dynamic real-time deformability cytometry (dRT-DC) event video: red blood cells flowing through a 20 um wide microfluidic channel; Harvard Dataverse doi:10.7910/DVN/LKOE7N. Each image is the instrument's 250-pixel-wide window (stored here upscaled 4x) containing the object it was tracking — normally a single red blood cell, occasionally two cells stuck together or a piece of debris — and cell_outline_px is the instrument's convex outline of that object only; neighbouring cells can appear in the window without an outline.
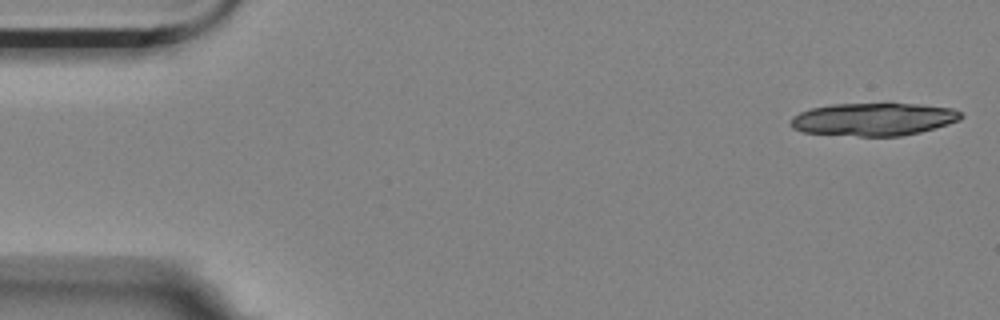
{"species": "Egyptian fruit bat (a non-hibernating species)", "species_latin": "Rousettus aegyptiacus", "temperature_condition": "room temperature", "stored_images_in_passage": 17, "camera_frame_rate_fps": 3000, "um_per_image_px": 0.085, "animal": {"sex": "female"}, "frame": {"image": 1, "passage_image": 1, "time_ms": 0.0, "image_size_px": [1000, 320], "cell_outline_px": [[964, 116], [960, 120], [948, 124], [920, 132], [900, 136], [860, 136], [804, 132], [792, 128], [792, 116], [800, 112], [812, 108], [832, 104], [920, 104], [952, 108], [960, 112]], "centroid_in_image_um": [74.28, 10.14], "position_along_channel_um": 10.7, "area_um2": 32.31}}